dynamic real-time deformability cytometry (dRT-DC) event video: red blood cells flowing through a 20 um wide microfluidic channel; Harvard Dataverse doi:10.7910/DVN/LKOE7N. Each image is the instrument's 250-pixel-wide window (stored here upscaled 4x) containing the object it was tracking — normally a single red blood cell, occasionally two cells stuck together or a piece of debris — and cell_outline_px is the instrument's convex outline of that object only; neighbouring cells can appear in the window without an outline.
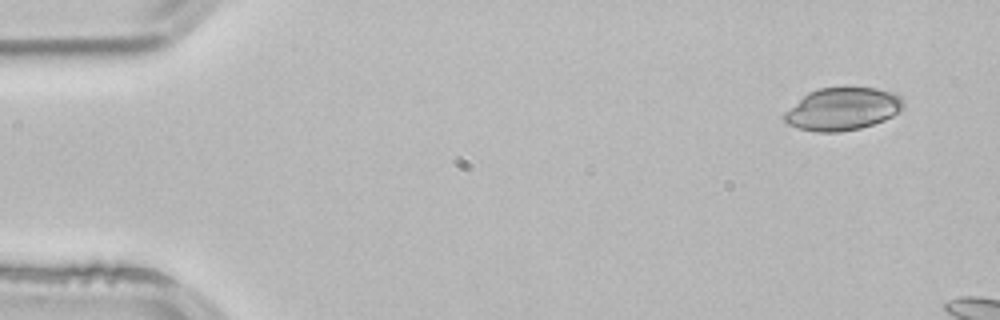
{"species": "common noctule bat (a hibernating species)", "species_latin": "Nyctalus noctula", "temperature_condition": "room temperature", "stored_images_in_passage": 4, "camera_frame_rate_fps": 3000, "um_per_image_px": 0.085, "animal": {"sex": "male", "body_mass_g": 21.5, "forearm_length_mm": 52.0}, "frame": {"image": 1, "passage_image": 1, "time_ms": 0.0, "image_size_px": [1000, 320], "cell_outline_px": [[904, 104], [892, 116], [884, 120], [860, 128], [840, 132], [816, 132], [800, 128], [788, 124], [780, 116], [784, 112], [808, 92], [820, 88], [876, 88], [896, 92], [904, 100]], "centroid_in_image_um": [71.6, 9.26], "position_along_channel_um": 13.4, "area_um2": 29.48}}
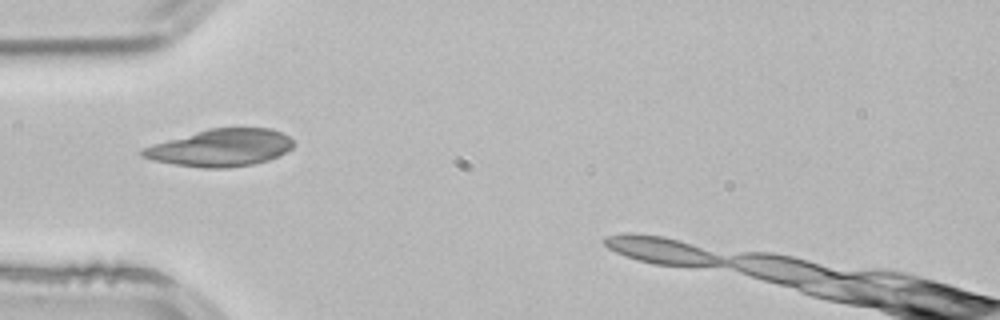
{"frame": {"image": 2, "passage_image": 3, "time_ms": 0.667, "image_size_px": [1000, 320], "cell_outline_px": [[296, 144], [292, 148], [268, 160], [252, 164], [228, 168], [204, 168], [176, 164], [152, 160], [140, 156], [140, 148], [152, 144], [208, 128], [272, 128], [288, 136]], "centroid_in_image_um": [18.73, 12.55], "position_along_channel_um": 66.3, "area_um2": 32.71}}